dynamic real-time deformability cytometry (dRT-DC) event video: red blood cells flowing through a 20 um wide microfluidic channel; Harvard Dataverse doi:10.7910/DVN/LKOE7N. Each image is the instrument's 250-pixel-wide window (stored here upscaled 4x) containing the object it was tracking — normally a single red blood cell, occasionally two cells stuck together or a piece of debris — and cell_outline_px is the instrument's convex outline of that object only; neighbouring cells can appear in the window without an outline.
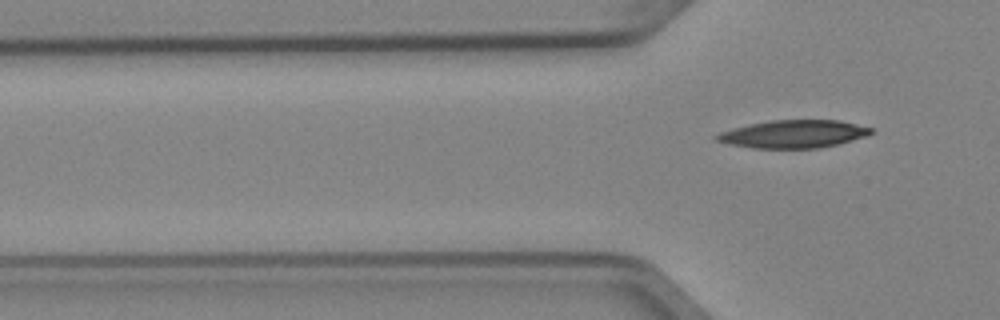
{"species": "Egyptian fruit bat (a non-hibernating species)", "species_latin": "Rousettus aegyptiacus", "temperature_condition": "cold", "stored_images_in_passage": 6, "camera_frame_rate_fps": 3000, "um_per_image_px": 0.085, "animal": {"sex": "female"}, "frame": {"image": 1, "passage_image": 6, "time_ms": 1.667, "image_size_px": [1000, 320], "cell_outline_px": [[872, 132], [868, 136], [820, 148], [752, 148], [728, 144], [716, 140], [712, 136], [720, 132], [732, 128], [768, 120], [840, 120], [872, 128]], "centroid_in_image_um": [67.41, 11.39], "position_along_channel_um": 58.4, "area_um2": 25.09}}